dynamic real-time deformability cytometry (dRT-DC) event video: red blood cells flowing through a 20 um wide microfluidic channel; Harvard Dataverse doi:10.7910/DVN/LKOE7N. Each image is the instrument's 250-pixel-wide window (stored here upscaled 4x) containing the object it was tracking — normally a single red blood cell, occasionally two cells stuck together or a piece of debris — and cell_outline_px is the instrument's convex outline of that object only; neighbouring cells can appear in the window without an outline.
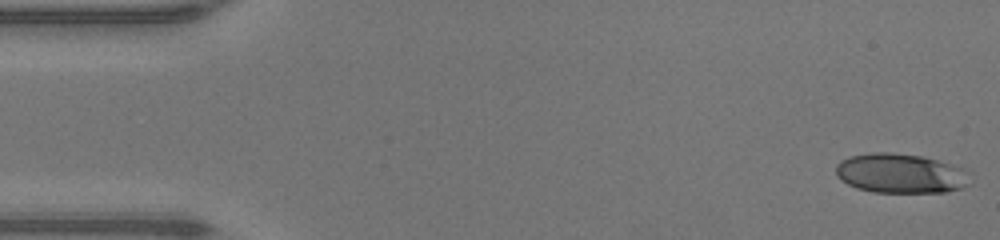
{"species": "human", "species_latin": "Homo sapiens", "temperature_condition": "warm", "stored_images_in_passage": 47, "camera_frame_rate_fps": 3000, "um_per_image_px": 0.085, "donor": {"sex": "male"}, "frame": {"image": 1, "passage_image": 1, "time_ms": 0.0, "image_size_px": [1000, 240], "cell_outline_px": [[964, 184], [960, 188], [944, 192], [876, 192], [856, 188], [848, 184], [836, 172], [836, 164], [852, 156], [876, 152], [892, 152], [920, 156], [936, 160], [960, 168]], "centroid_in_image_um": [76.42, 14.74], "position_along_channel_um": 8.6, "area_um2": 29.59}}
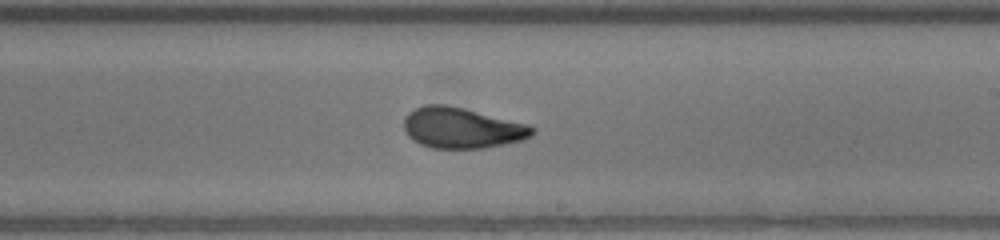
{"frame": {"image": 2, "passage_image": 27, "time_ms": 8.667, "image_size_px": [1000, 240], "cell_outline_px": [[536, 132], [524, 140], [484, 148], [432, 148], [420, 144], [412, 140], [408, 136], [404, 128], [404, 120], [408, 112], [424, 104], [444, 104], [464, 108], [528, 124], [536, 128]], "centroid_in_image_um": [39.26, 10.87], "position_along_channel_um": 249.7, "area_um2": 30.58}}
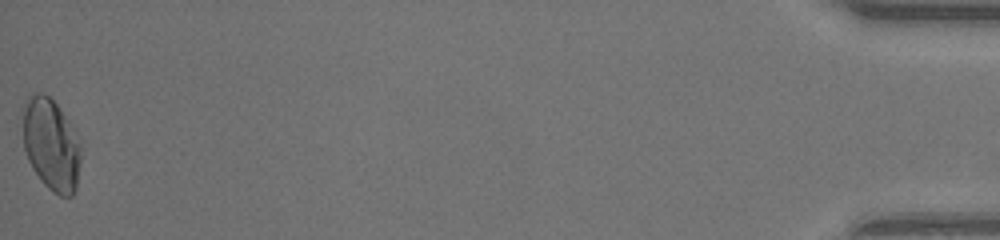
{"frame": {"image": 3, "passage_image": 47, "time_ms": 15.333, "image_size_px": [1000, 240], "cell_outline_px": [[80, 160], [76, 188], [72, 196], [60, 196], [52, 192], [40, 180], [32, 168], [28, 160], [24, 148], [20, 108], [32, 96], [40, 92], [48, 96], [56, 104], [64, 116], [80, 144]], "centroid_in_image_um": [4.29, 12.31], "position_along_channel_um": 430.9, "area_um2": 30.98}, "authors_computed_cell_mechanics": {"area_um2": 29.8826, "velocity_mm_per_s": 4.3739, "shape_relaxation_time_tau1_ms": 7.291, "shape_relaxation_time_tau2_ms": 0.7375, "deformation_change_tau1": 0.2585, "deformation_change_tau2": 0.0631}}